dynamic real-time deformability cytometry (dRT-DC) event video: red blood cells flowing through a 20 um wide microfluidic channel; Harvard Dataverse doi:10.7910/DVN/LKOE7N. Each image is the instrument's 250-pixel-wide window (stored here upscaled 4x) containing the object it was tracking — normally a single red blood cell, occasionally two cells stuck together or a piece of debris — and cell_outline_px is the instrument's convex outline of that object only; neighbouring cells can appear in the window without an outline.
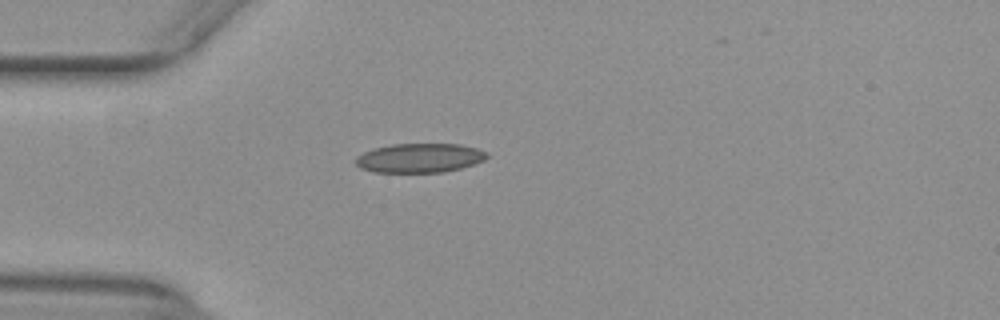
{"species": "common noctule bat (a hibernating species)", "species_latin": "Nyctalus noctula", "temperature_condition": "warm", "stored_images_in_passage": 36, "camera_frame_rate_fps": 3000, "um_per_image_px": 0.085, "animal": {"sex": "female", "body_mass_g": 29.2, "forearm_length_mm": 56.3}, "frame": {"image": 1, "passage_image": 1, "time_ms": 0.0, "image_size_px": [1000, 320], "cell_outline_px": [[488, 156], [484, 160], [460, 168], [444, 172], [372, 172], [360, 168], [356, 164], [356, 156], [372, 148], [392, 144], [460, 144], [476, 148], [488, 152]], "centroid_in_image_um": [35.64, 13.42], "position_along_channel_um": 49.4, "area_um2": 22.37}}
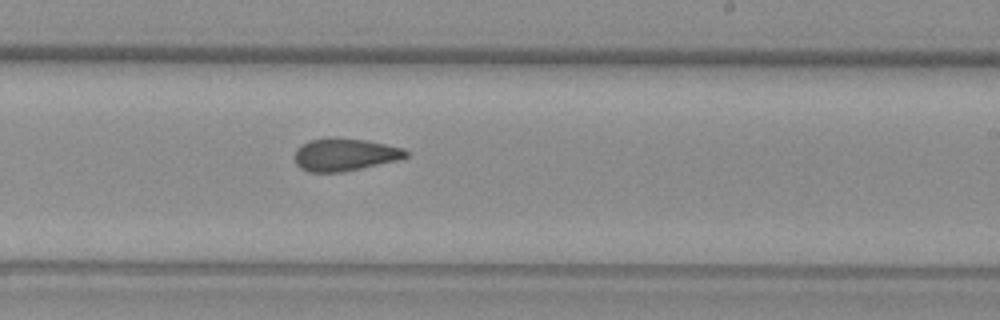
{"frame": {"image": 2, "passage_image": 18, "time_ms": 5.667, "image_size_px": [1000, 320], "cell_outline_px": [[412, 152], [408, 156], [396, 160], [360, 168], [340, 172], [308, 172], [300, 168], [296, 164], [296, 148], [300, 144], [308, 140], [328, 136], [364, 140], [404, 148]], "centroid_in_image_um": [29.28, 13.12], "position_along_channel_um": 259.7, "area_um2": 21.21}}
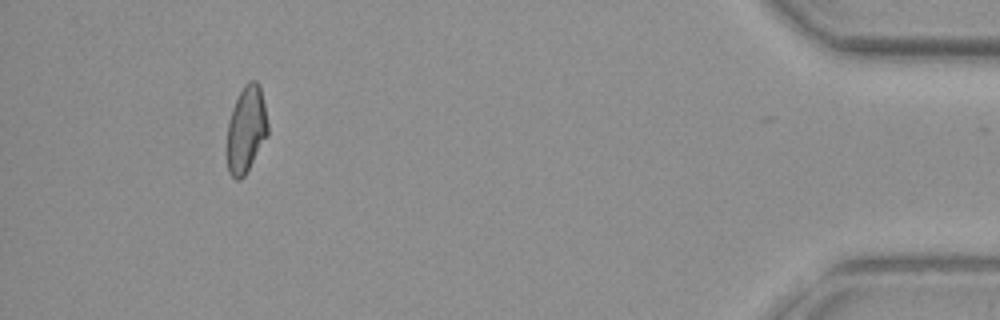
{"frame": {"image": 3, "passage_image": 35, "time_ms": 11.333, "image_size_px": [1000, 320], "cell_outline_px": [[268, 136], [244, 176], [240, 180], [236, 180], [228, 172], [224, 152], [228, 120], [232, 108], [244, 84], [248, 80], [256, 80], [260, 84], [268, 124]], "centroid_in_image_um": [20.88, 11.03], "position_along_channel_um": 414.3, "area_um2": 21.33}, "authors_computed_cell_mechanics": {"area_um2": 21.4727, "velocity_mm_per_s": 3.9475, "shape_relaxation_time_tau1_ms": null, "shape_relaxation_time_tau2_ms": 2.5028, "deformation_change_tau1": null, "deformation_change_tau2": 0.0989}}